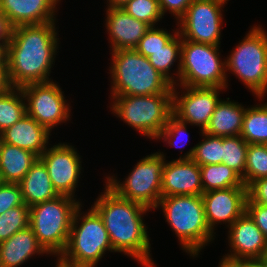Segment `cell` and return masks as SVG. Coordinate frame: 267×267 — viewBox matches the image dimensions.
Wrapping results in <instances>:
<instances>
[{
  "instance_id": "14",
  "label": "cell",
  "mask_w": 267,
  "mask_h": 267,
  "mask_svg": "<svg viewBox=\"0 0 267 267\" xmlns=\"http://www.w3.org/2000/svg\"><path fill=\"white\" fill-rule=\"evenodd\" d=\"M39 159L46 166L56 192L74 198L83 169L76 148L69 143H58L51 148L48 146Z\"/></svg>"
},
{
  "instance_id": "12",
  "label": "cell",
  "mask_w": 267,
  "mask_h": 267,
  "mask_svg": "<svg viewBox=\"0 0 267 267\" xmlns=\"http://www.w3.org/2000/svg\"><path fill=\"white\" fill-rule=\"evenodd\" d=\"M21 91L25 97L27 115L48 132L70 120L71 106L56 81L28 84L21 87Z\"/></svg>"
},
{
  "instance_id": "9",
  "label": "cell",
  "mask_w": 267,
  "mask_h": 267,
  "mask_svg": "<svg viewBox=\"0 0 267 267\" xmlns=\"http://www.w3.org/2000/svg\"><path fill=\"white\" fill-rule=\"evenodd\" d=\"M260 26H253L225 59L226 72L239 78L262 102L267 93V64L263 28Z\"/></svg>"
},
{
  "instance_id": "16",
  "label": "cell",
  "mask_w": 267,
  "mask_h": 267,
  "mask_svg": "<svg viewBox=\"0 0 267 267\" xmlns=\"http://www.w3.org/2000/svg\"><path fill=\"white\" fill-rule=\"evenodd\" d=\"M205 218L213 233L220 223L228 228L246 211L247 187L210 190L202 195Z\"/></svg>"
},
{
  "instance_id": "25",
  "label": "cell",
  "mask_w": 267,
  "mask_h": 267,
  "mask_svg": "<svg viewBox=\"0 0 267 267\" xmlns=\"http://www.w3.org/2000/svg\"><path fill=\"white\" fill-rule=\"evenodd\" d=\"M181 45L182 37L178 32L166 45H164L162 49L151 52V55L147 57L150 64L173 86L176 85L179 80V72L181 67ZM174 62L178 63L177 69H175L177 71L176 73L171 74L170 71L175 64ZM175 77L177 80L174 79Z\"/></svg>"
},
{
  "instance_id": "8",
  "label": "cell",
  "mask_w": 267,
  "mask_h": 267,
  "mask_svg": "<svg viewBox=\"0 0 267 267\" xmlns=\"http://www.w3.org/2000/svg\"><path fill=\"white\" fill-rule=\"evenodd\" d=\"M220 46L182 39L181 67L176 85L188 87H228L226 59L221 60Z\"/></svg>"
},
{
  "instance_id": "18",
  "label": "cell",
  "mask_w": 267,
  "mask_h": 267,
  "mask_svg": "<svg viewBox=\"0 0 267 267\" xmlns=\"http://www.w3.org/2000/svg\"><path fill=\"white\" fill-rule=\"evenodd\" d=\"M61 0H0V12L12 27L40 25L56 20V10Z\"/></svg>"
},
{
  "instance_id": "6",
  "label": "cell",
  "mask_w": 267,
  "mask_h": 267,
  "mask_svg": "<svg viewBox=\"0 0 267 267\" xmlns=\"http://www.w3.org/2000/svg\"><path fill=\"white\" fill-rule=\"evenodd\" d=\"M76 200L59 195L55 199L29 207V227L50 256L59 257L66 248L74 214L82 203Z\"/></svg>"
},
{
  "instance_id": "41",
  "label": "cell",
  "mask_w": 267,
  "mask_h": 267,
  "mask_svg": "<svg viewBox=\"0 0 267 267\" xmlns=\"http://www.w3.org/2000/svg\"><path fill=\"white\" fill-rule=\"evenodd\" d=\"M13 86L11 85L8 73V65H0V94L6 93Z\"/></svg>"
},
{
  "instance_id": "4",
  "label": "cell",
  "mask_w": 267,
  "mask_h": 267,
  "mask_svg": "<svg viewBox=\"0 0 267 267\" xmlns=\"http://www.w3.org/2000/svg\"><path fill=\"white\" fill-rule=\"evenodd\" d=\"M81 207L74 214L66 248L56 259L57 267H96L105 252H114L101 216L92 206L86 214Z\"/></svg>"
},
{
  "instance_id": "31",
  "label": "cell",
  "mask_w": 267,
  "mask_h": 267,
  "mask_svg": "<svg viewBox=\"0 0 267 267\" xmlns=\"http://www.w3.org/2000/svg\"><path fill=\"white\" fill-rule=\"evenodd\" d=\"M267 177V144H248L245 166V186Z\"/></svg>"
},
{
  "instance_id": "43",
  "label": "cell",
  "mask_w": 267,
  "mask_h": 267,
  "mask_svg": "<svg viewBox=\"0 0 267 267\" xmlns=\"http://www.w3.org/2000/svg\"><path fill=\"white\" fill-rule=\"evenodd\" d=\"M0 65H7V44L0 42Z\"/></svg>"
},
{
  "instance_id": "30",
  "label": "cell",
  "mask_w": 267,
  "mask_h": 267,
  "mask_svg": "<svg viewBox=\"0 0 267 267\" xmlns=\"http://www.w3.org/2000/svg\"><path fill=\"white\" fill-rule=\"evenodd\" d=\"M248 143L240 136L223 137L222 163L236 172L245 185Z\"/></svg>"
},
{
  "instance_id": "33",
  "label": "cell",
  "mask_w": 267,
  "mask_h": 267,
  "mask_svg": "<svg viewBox=\"0 0 267 267\" xmlns=\"http://www.w3.org/2000/svg\"><path fill=\"white\" fill-rule=\"evenodd\" d=\"M122 9L150 27H155L163 18L158 0H130Z\"/></svg>"
},
{
  "instance_id": "10",
  "label": "cell",
  "mask_w": 267,
  "mask_h": 267,
  "mask_svg": "<svg viewBox=\"0 0 267 267\" xmlns=\"http://www.w3.org/2000/svg\"><path fill=\"white\" fill-rule=\"evenodd\" d=\"M163 152L147 155L134 166L125 181L117 176H107L105 183L120 197L137 202L150 209H156L161 199L162 169L165 163Z\"/></svg>"
},
{
  "instance_id": "36",
  "label": "cell",
  "mask_w": 267,
  "mask_h": 267,
  "mask_svg": "<svg viewBox=\"0 0 267 267\" xmlns=\"http://www.w3.org/2000/svg\"><path fill=\"white\" fill-rule=\"evenodd\" d=\"M21 205L26 204L19 183H2L0 185V214Z\"/></svg>"
},
{
  "instance_id": "22",
  "label": "cell",
  "mask_w": 267,
  "mask_h": 267,
  "mask_svg": "<svg viewBox=\"0 0 267 267\" xmlns=\"http://www.w3.org/2000/svg\"><path fill=\"white\" fill-rule=\"evenodd\" d=\"M226 99H221L218 102L209 124L203 132L219 137H231L241 134L246 108L239 102L230 101V98Z\"/></svg>"
},
{
  "instance_id": "1",
  "label": "cell",
  "mask_w": 267,
  "mask_h": 267,
  "mask_svg": "<svg viewBox=\"0 0 267 267\" xmlns=\"http://www.w3.org/2000/svg\"><path fill=\"white\" fill-rule=\"evenodd\" d=\"M55 22L13 27L7 43L8 73L13 87L52 81L49 77L60 42Z\"/></svg>"
},
{
  "instance_id": "24",
  "label": "cell",
  "mask_w": 267,
  "mask_h": 267,
  "mask_svg": "<svg viewBox=\"0 0 267 267\" xmlns=\"http://www.w3.org/2000/svg\"><path fill=\"white\" fill-rule=\"evenodd\" d=\"M38 159L29 150L1 141L0 174L3 183H19Z\"/></svg>"
},
{
  "instance_id": "3",
  "label": "cell",
  "mask_w": 267,
  "mask_h": 267,
  "mask_svg": "<svg viewBox=\"0 0 267 267\" xmlns=\"http://www.w3.org/2000/svg\"><path fill=\"white\" fill-rule=\"evenodd\" d=\"M111 97L172 94L173 85L135 49L111 52Z\"/></svg>"
},
{
  "instance_id": "27",
  "label": "cell",
  "mask_w": 267,
  "mask_h": 267,
  "mask_svg": "<svg viewBox=\"0 0 267 267\" xmlns=\"http://www.w3.org/2000/svg\"><path fill=\"white\" fill-rule=\"evenodd\" d=\"M200 171L203 193L231 187H246L242 178L223 163L200 166Z\"/></svg>"
},
{
  "instance_id": "15",
  "label": "cell",
  "mask_w": 267,
  "mask_h": 267,
  "mask_svg": "<svg viewBox=\"0 0 267 267\" xmlns=\"http://www.w3.org/2000/svg\"><path fill=\"white\" fill-rule=\"evenodd\" d=\"M228 229L230 254H225L223 260L235 262L265 257L267 239L246 211Z\"/></svg>"
},
{
  "instance_id": "47",
  "label": "cell",
  "mask_w": 267,
  "mask_h": 267,
  "mask_svg": "<svg viewBox=\"0 0 267 267\" xmlns=\"http://www.w3.org/2000/svg\"><path fill=\"white\" fill-rule=\"evenodd\" d=\"M3 183V181H2V178H1V174H0V185Z\"/></svg>"
},
{
  "instance_id": "38",
  "label": "cell",
  "mask_w": 267,
  "mask_h": 267,
  "mask_svg": "<svg viewBox=\"0 0 267 267\" xmlns=\"http://www.w3.org/2000/svg\"><path fill=\"white\" fill-rule=\"evenodd\" d=\"M161 13L164 17L166 12L173 14L177 20H179L187 11L188 6L193 0H158Z\"/></svg>"
},
{
  "instance_id": "23",
  "label": "cell",
  "mask_w": 267,
  "mask_h": 267,
  "mask_svg": "<svg viewBox=\"0 0 267 267\" xmlns=\"http://www.w3.org/2000/svg\"><path fill=\"white\" fill-rule=\"evenodd\" d=\"M19 185L24 203L28 207L59 196L53 187L46 166L40 159L31 166Z\"/></svg>"
},
{
  "instance_id": "39",
  "label": "cell",
  "mask_w": 267,
  "mask_h": 267,
  "mask_svg": "<svg viewBox=\"0 0 267 267\" xmlns=\"http://www.w3.org/2000/svg\"><path fill=\"white\" fill-rule=\"evenodd\" d=\"M247 197L255 203L267 206V177L252 182L247 187Z\"/></svg>"
},
{
  "instance_id": "32",
  "label": "cell",
  "mask_w": 267,
  "mask_h": 267,
  "mask_svg": "<svg viewBox=\"0 0 267 267\" xmlns=\"http://www.w3.org/2000/svg\"><path fill=\"white\" fill-rule=\"evenodd\" d=\"M29 220L30 208L27 205L17 206L0 214V242L29 227Z\"/></svg>"
},
{
  "instance_id": "28",
  "label": "cell",
  "mask_w": 267,
  "mask_h": 267,
  "mask_svg": "<svg viewBox=\"0 0 267 267\" xmlns=\"http://www.w3.org/2000/svg\"><path fill=\"white\" fill-rule=\"evenodd\" d=\"M200 133L203 140L178 159H192L199 166L221 164L223 137L209 135L203 131Z\"/></svg>"
},
{
  "instance_id": "29",
  "label": "cell",
  "mask_w": 267,
  "mask_h": 267,
  "mask_svg": "<svg viewBox=\"0 0 267 267\" xmlns=\"http://www.w3.org/2000/svg\"><path fill=\"white\" fill-rule=\"evenodd\" d=\"M27 114L26 101L21 88L13 87L0 94V133L13 126Z\"/></svg>"
},
{
  "instance_id": "2",
  "label": "cell",
  "mask_w": 267,
  "mask_h": 267,
  "mask_svg": "<svg viewBox=\"0 0 267 267\" xmlns=\"http://www.w3.org/2000/svg\"><path fill=\"white\" fill-rule=\"evenodd\" d=\"M104 189L92 207L103 220L114 252L132 257L143 267H156L150 253L148 227L143 221L150 209L120 197L107 184Z\"/></svg>"
},
{
  "instance_id": "21",
  "label": "cell",
  "mask_w": 267,
  "mask_h": 267,
  "mask_svg": "<svg viewBox=\"0 0 267 267\" xmlns=\"http://www.w3.org/2000/svg\"><path fill=\"white\" fill-rule=\"evenodd\" d=\"M50 255L38 242L30 227L13 234L8 240L0 242V267H18L32 256Z\"/></svg>"
},
{
  "instance_id": "7",
  "label": "cell",
  "mask_w": 267,
  "mask_h": 267,
  "mask_svg": "<svg viewBox=\"0 0 267 267\" xmlns=\"http://www.w3.org/2000/svg\"><path fill=\"white\" fill-rule=\"evenodd\" d=\"M111 111L142 136L157 139L173 114L172 94L114 96Z\"/></svg>"
},
{
  "instance_id": "5",
  "label": "cell",
  "mask_w": 267,
  "mask_h": 267,
  "mask_svg": "<svg viewBox=\"0 0 267 267\" xmlns=\"http://www.w3.org/2000/svg\"><path fill=\"white\" fill-rule=\"evenodd\" d=\"M161 208L166 222L178 237L182 250L198 257L205 245L214 240L206 221L201 195L161 197L156 209Z\"/></svg>"
},
{
  "instance_id": "45",
  "label": "cell",
  "mask_w": 267,
  "mask_h": 267,
  "mask_svg": "<svg viewBox=\"0 0 267 267\" xmlns=\"http://www.w3.org/2000/svg\"><path fill=\"white\" fill-rule=\"evenodd\" d=\"M218 267H237V266L233 262H229V261L221 259Z\"/></svg>"
},
{
  "instance_id": "17",
  "label": "cell",
  "mask_w": 267,
  "mask_h": 267,
  "mask_svg": "<svg viewBox=\"0 0 267 267\" xmlns=\"http://www.w3.org/2000/svg\"><path fill=\"white\" fill-rule=\"evenodd\" d=\"M200 166L192 159L165 160L162 169L161 197L202 195Z\"/></svg>"
},
{
  "instance_id": "37",
  "label": "cell",
  "mask_w": 267,
  "mask_h": 267,
  "mask_svg": "<svg viewBox=\"0 0 267 267\" xmlns=\"http://www.w3.org/2000/svg\"><path fill=\"white\" fill-rule=\"evenodd\" d=\"M246 212L267 239V206L255 203L247 197Z\"/></svg>"
},
{
  "instance_id": "44",
  "label": "cell",
  "mask_w": 267,
  "mask_h": 267,
  "mask_svg": "<svg viewBox=\"0 0 267 267\" xmlns=\"http://www.w3.org/2000/svg\"><path fill=\"white\" fill-rule=\"evenodd\" d=\"M130 0H107V8H122Z\"/></svg>"
},
{
  "instance_id": "26",
  "label": "cell",
  "mask_w": 267,
  "mask_h": 267,
  "mask_svg": "<svg viewBox=\"0 0 267 267\" xmlns=\"http://www.w3.org/2000/svg\"><path fill=\"white\" fill-rule=\"evenodd\" d=\"M240 136L248 144H267V103L246 108Z\"/></svg>"
},
{
  "instance_id": "35",
  "label": "cell",
  "mask_w": 267,
  "mask_h": 267,
  "mask_svg": "<svg viewBox=\"0 0 267 267\" xmlns=\"http://www.w3.org/2000/svg\"><path fill=\"white\" fill-rule=\"evenodd\" d=\"M187 123H184L182 121H180L176 116H174L173 114L168 118L167 123L165 125V127L163 128V130L161 131V133L159 134V136L157 137V141L158 140H164L163 142H166L167 144H169V146H178V147H183L185 146L184 144H178L180 142L179 139L184 138V136H188L189 138V133L187 131ZM188 134V135H185ZM179 139V140H178ZM184 140V139H183ZM188 141V139L186 140V142ZM184 142V143H186ZM182 143V142H180Z\"/></svg>"
},
{
  "instance_id": "40",
  "label": "cell",
  "mask_w": 267,
  "mask_h": 267,
  "mask_svg": "<svg viewBox=\"0 0 267 267\" xmlns=\"http://www.w3.org/2000/svg\"><path fill=\"white\" fill-rule=\"evenodd\" d=\"M13 27L10 25L6 16L0 12V42L7 44L11 38Z\"/></svg>"
},
{
  "instance_id": "11",
  "label": "cell",
  "mask_w": 267,
  "mask_h": 267,
  "mask_svg": "<svg viewBox=\"0 0 267 267\" xmlns=\"http://www.w3.org/2000/svg\"><path fill=\"white\" fill-rule=\"evenodd\" d=\"M225 3L226 0H193L177 21L182 39L220 46Z\"/></svg>"
},
{
  "instance_id": "42",
  "label": "cell",
  "mask_w": 267,
  "mask_h": 267,
  "mask_svg": "<svg viewBox=\"0 0 267 267\" xmlns=\"http://www.w3.org/2000/svg\"><path fill=\"white\" fill-rule=\"evenodd\" d=\"M237 267H267V261L262 259H242L233 262Z\"/></svg>"
},
{
  "instance_id": "13",
  "label": "cell",
  "mask_w": 267,
  "mask_h": 267,
  "mask_svg": "<svg viewBox=\"0 0 267 267\" xmlns=\"http://www.w3.org/2000/svg\"><path fill=\"white\" fill-rule=\"evenodd\" d=\"M177 86L184 91L181 95ZM223 89L226 88L174 85L172 89L173 115L184 123L199 127L200 132L204 131L216 105L221 100L219 95Z\"/></svg>"
},
{
  "instance_id": "48",
  "label": "cell",
  "mask_w": 267,
  "mask_h": 267,
  "mask_svg": "<svg viewBox=\"0 0 267 267\" xmlns=\"http://www.w3.org/2000/svg\"><path fill=\"white\" fill-rule=\"evenodd\" d=\"M264 259L267 261V252H266V255H265Z\"/></svg>"
},
{
  "instance_id": "46",
  "label": "cell",
  "mask_w": 267,
  "mask_h": 267,
  "mask_svg": "<svg viewBox=\"0 0 267 267\" xmlns=\"http://www.w3.org/2000/svg\"><path fill=\"white\" fill-rule=\"evenodd\" d=\"M263 38L265 44V56H266V64H267V32L263 29Z\"/></svg>"
},
{
  "instance_id": "20",
  "label": "cell",
  "mask_w": 267,
  "mask_h": 267,
  "mask_svg": "<svg viewBox=\"0 0 267 267\" xmlns=\"http://www.w3.org/2000/svg\"><path fill=\"white\" fill-rule=\"evenodd\" d=\"M50 132L27 114L0 133L4 143L29 150L40 157L47 149Z\"/></svg>"
},
{
  "instance_id": "34",
  "label": "cell",
  "mask_w": 267,
  "mask_h": 267,
  "mask_svg": "<svg viewBox=\"0 0 267 267\" xmlns=\"http://www.w3.org/2000/svg\"><path fill=\"white\" fill-rule=\"evenodd\" d=\"M176 29L170 33L164 28H158V26L150 27L134 49L143 56L148 57L151 52L162 49L178 33V28Z\"/></svg>"
},
{
  "instance_id": "19",
  "label": "cell",
  "mask_w": 267,
  "mask_h": 267,
  "mask_svg": "<svg viewBox=\"0 0 267 267\" xmlns=\"http://www.w3.org/2000/svg\"><path fill=\"white\" fill-rule=\"evenodd\" d=\"M106 31L111 51L134 49L150 26L127 14L122 8H106Z\"/></svg>"
}]
</instances>
